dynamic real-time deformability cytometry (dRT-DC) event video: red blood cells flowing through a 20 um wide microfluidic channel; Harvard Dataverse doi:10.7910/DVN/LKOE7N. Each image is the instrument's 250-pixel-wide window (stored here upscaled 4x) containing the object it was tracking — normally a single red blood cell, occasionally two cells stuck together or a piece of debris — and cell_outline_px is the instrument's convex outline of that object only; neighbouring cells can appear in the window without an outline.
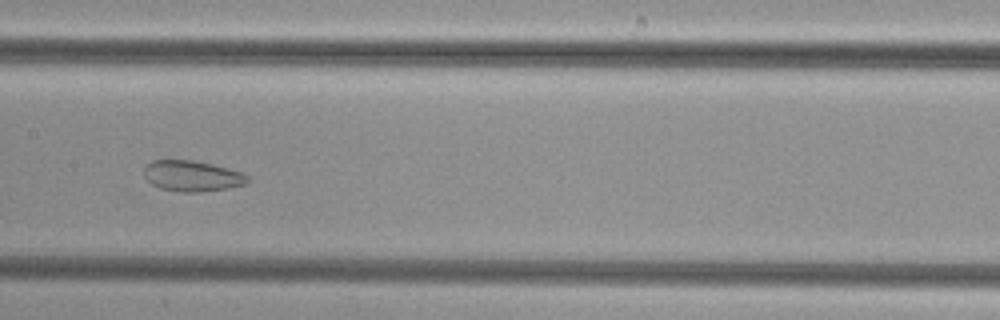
{"species": "common noctule bat (a hibernating species)", "species_latin": "Nyctalus noctula", "temperature_condition": "cold", "stored_images_in_passage": 47, "camera_frame_rate_fps": 3000, "um_per_image_px": 0.085, "animal": {"sex": "female", "body_mass_g": 29.2, "forearm_length_mm": 56.3}, "frame": {"image": 1, "passage_image": 22, "time_ms": 7.0, "image_size_px": [1000, 320], "cell_outline_px": [[248, 184], [228, 188], [196, 192], [180, 192], [160, 188], [152, 184], [144, 176], [144, 168], [152, 160], [192, 160], [212, 164], [228, 168], [240, 172], [248, 176]], "centroid_in_image_um": [16.33, 14.96], "position_along_channel_um": 191.1, "area_um2": 18.5}}
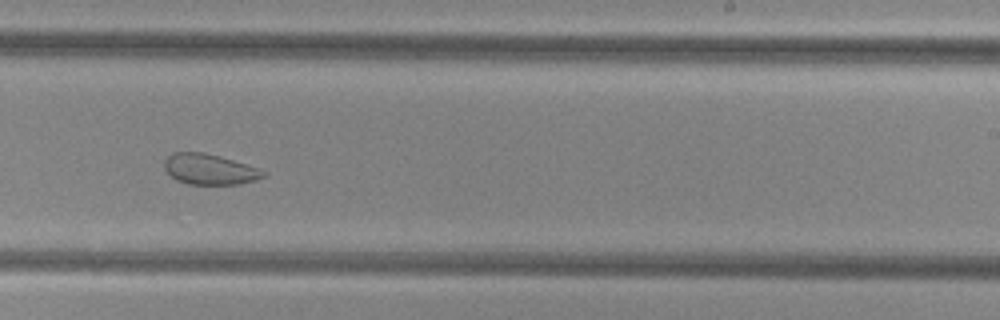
{"frame": {"image": 2, "passage_image": 28, "time_ms": 9.0, "image_size_px": [1000, 320], "cell_outline_px": [[268, 176], [256, 180], [240, 184], [188, 184], [176, 180], [164, 168], [164, 160], [172, 152], [204, 152], [220, 156], [268, 172]], "centroid_in_image_um": [17.82, 14.39], "position_along_channel_um": 271.2, "area_um2": 17.63}}
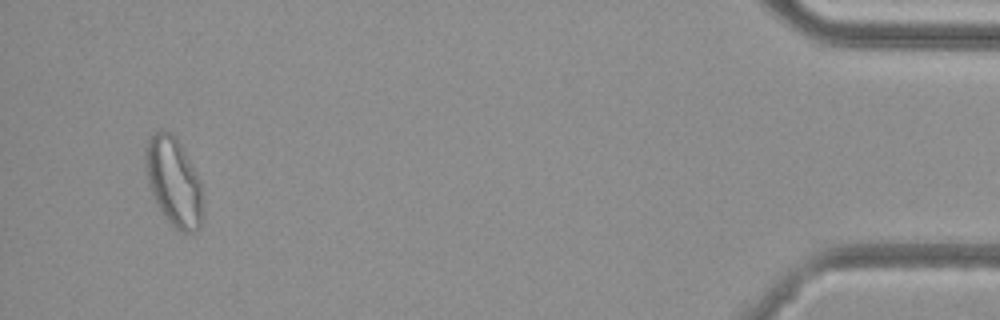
{"frame": {"image": 3, "passage_image": 45, "time_ms": 14.667, "image_size_px": [1000, 320], "cell_outline_px": [[200, 228], [196, 232], [180, 232], [164, 216], [156, 204], [152, 196], [148, 184], [144, 164], [144, 156], [148, 140], [156, 132], [168, 132], [180, 144], [200, 180]], "centroid_in_image_um": [14.72, 15.48], "position_along_channel_um": 420.5, "area_um2": 28.84}}